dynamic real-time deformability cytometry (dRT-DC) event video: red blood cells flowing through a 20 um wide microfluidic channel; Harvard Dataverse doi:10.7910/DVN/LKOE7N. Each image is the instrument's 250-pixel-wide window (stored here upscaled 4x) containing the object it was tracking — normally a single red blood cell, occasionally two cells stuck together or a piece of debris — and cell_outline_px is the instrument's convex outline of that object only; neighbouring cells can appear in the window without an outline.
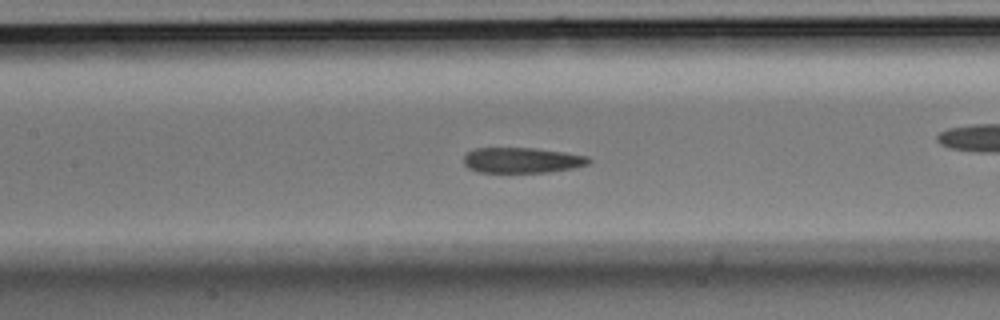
{"species": "Egyptian fruit bat (a non-hibernating species)", "species_latin": "Rousettus aegyptiacus", "temperature_condition": "room temperature", "stored_images_in_passage": 44, "camera_frame_rate_fps": 3000, "um_per_image_px": 0.085, "animal": {"sex": "male"}, "frame": {"image": 1, "passage_image": 19, "time_ms": 6.0, "image_size_px": [1000, 320], "cell_outline_px": [[592, 160], [588, 164], [572, 168], [548, 172], [480, 172], [468, 168], [464, 164], [464, 156], [468, 152], [476, 148], [536, 148], [564, 152], [588, 156]], "centroid_in_image_um": [44.38, 13.61], "position_along_channel_um": 163.0, "area_um2": 18.5}}